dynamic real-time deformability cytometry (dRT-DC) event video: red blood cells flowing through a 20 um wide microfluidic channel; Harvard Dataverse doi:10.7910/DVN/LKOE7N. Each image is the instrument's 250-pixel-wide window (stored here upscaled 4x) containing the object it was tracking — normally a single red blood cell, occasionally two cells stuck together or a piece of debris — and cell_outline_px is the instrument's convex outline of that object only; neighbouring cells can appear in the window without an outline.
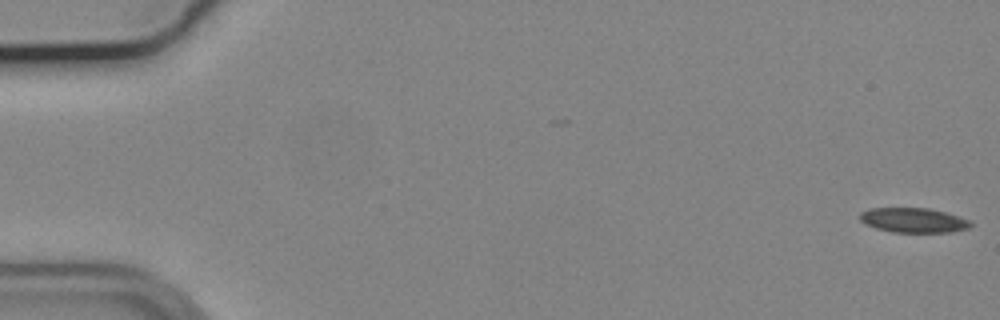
{"species": "common noctule bat (a hibernating species)", "species_latin": "Nyctalus noctula", "temperature_condition": "cold", "stored_images_in_passage": 56, "camera_frame_rate_fps": 3000, "um_per_image_px": 0.085, "animal": {"sex": "male", "body_mass_g": 19.2, "forearm_length_mm": 51.8}, "frame": {"image": 1, "passage_image": 1, "time_ms": 0.0, "image_size_px": [1000, 320], "cell_outline_px": [[972, 224], [968, 228], [952, 232], [892, 232], [876, 228], [864, 224], [860, 220], [860, 212], [868, 208], [928, 208], [944, 212], [968, 220]], "centroid_in_image_um": [77.58, 18.72], "position_along_channel_um": 7.4, "area_um2": 15.84}}
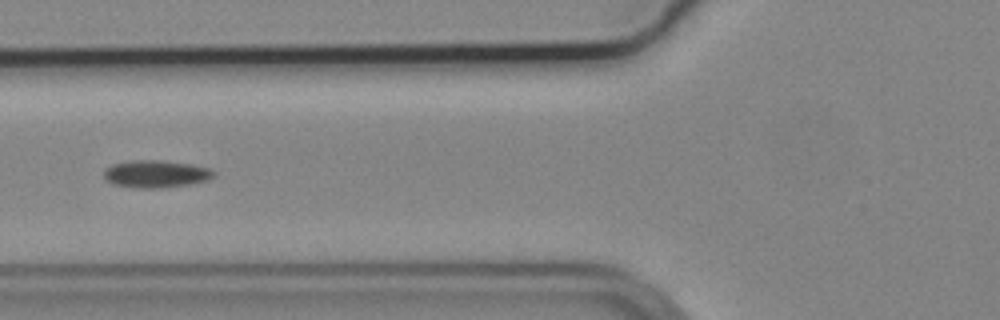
{"frame": {"image": 2, "passage_image": 22, "time_ms": 7.0, "image_size_px": [1000, 320], "cell_outline_px": [[216, 176], [208, 180], [192, 184], [160, 188], [136, 188], [112, 184], [104, 180], [104, 168], [112, 164], [132, 160], [160, 160], [192, 164], [208, 168], [216, 172]], "centroid_in_image_um": [13.24, 14.79], "position_along_channel_um": 112.6, "area_um2": 17.86}}
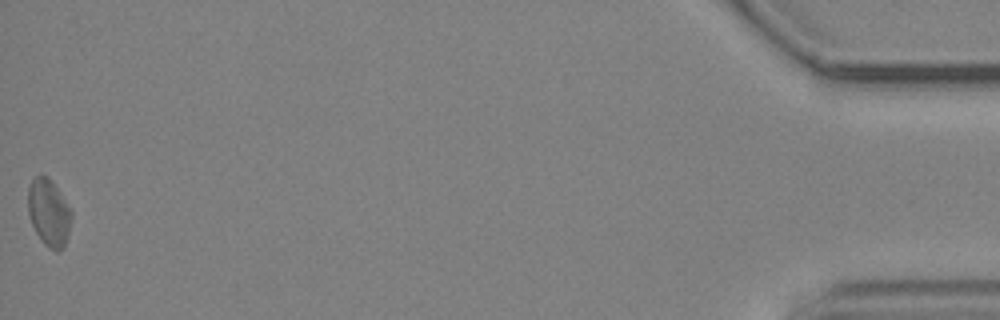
{"frame": {"image": 3, "passage_image": 56, "time_ms": 18.333, "image_size_px": [1000, 320], "cell_outline_px": [[72, 216], [64, 248], [56, 252], [48, 248], [44, 244], [36, 232], [32, 224], [28, 212], [28, 188], [32, 180], [36, 176], [48, 176], [72, 212]], "centroid_in_image_um": [4.14, 18.11], "position_along_channel_um": 431.1, "area_um2": 16.7}}